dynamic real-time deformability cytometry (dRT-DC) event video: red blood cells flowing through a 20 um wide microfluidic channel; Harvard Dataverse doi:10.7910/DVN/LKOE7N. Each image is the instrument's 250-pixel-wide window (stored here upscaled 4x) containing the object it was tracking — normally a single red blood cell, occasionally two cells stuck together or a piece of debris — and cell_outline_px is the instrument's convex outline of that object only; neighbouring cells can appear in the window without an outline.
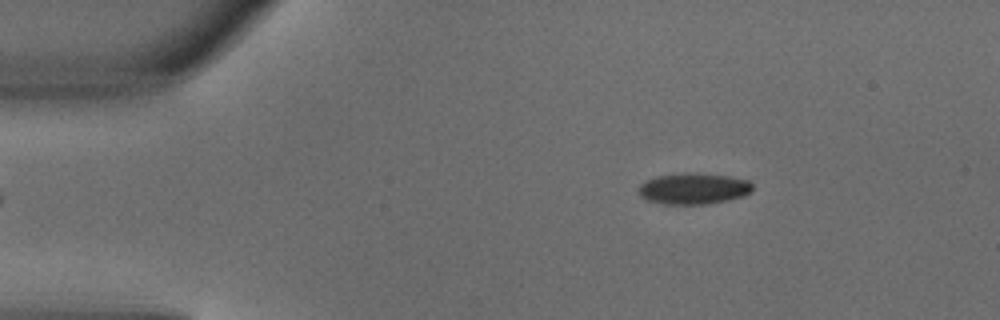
{"species": "common noctule bat (a hibernating species)", "species_latin": "Nyctalus noctula", "temperature_condition": "warm", "stored_images_in_passage": 4, "camera_frame_rate_fps": 3000, "um_per_image_px": 0.085, "animal": {"sex": "male", "body_mass_g": 18.8}, "frame": {"image": 1, "passage_image": 1, "time_ms": 0.0, "image_size_px": [1000, 320], "cell_outline_px": [[752, 192], [744, 196], [728, 200], [708, 204], [664, 204], [648, 200], [640, 196], [640, 184], [644, 180], [656, 176], [684, 172], [688, 172], [728, 176], [748, 180], [752, 184]], "centroid_in_image_um": [58.96, 16.03], "position_along_channel_um": 26.0, "area_um2": 20.81}}
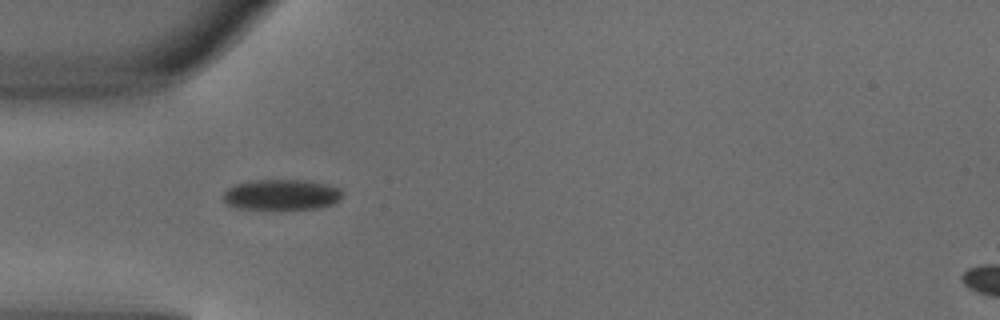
{"frame": {"image": 2, "passage_image": 3, "time_ms": 0.667, "image_size_px": [1000, 320], "cell_outline_px": [[344, 196], [340, 200], [332, 204], [316, 208], [280, 212], [236, 208], [228, 204], [224, 200], [224, 192], [228, 188], [236, 184], [248, 180], [312, 180], [328, 184], [340, 188], [344, 192]], "centroid_in_image_um": [23.97, 16.58], "position_along_channel_um": 61.0, "area_um2": 22.43}}
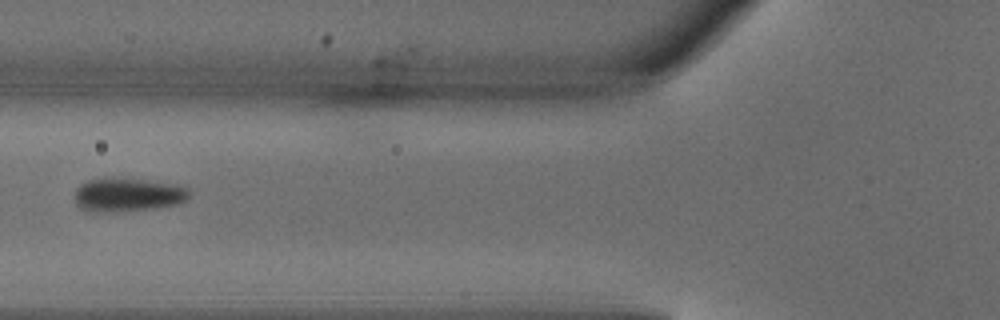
{"frame": {"image": 3, "passage_image": 4, "time_ms": 1.0, "image_size_px": [1000, 320], "cell_outline_px": [[188, 196], [184, 200], [176, 204], [152, 208], [112, 212], [88, 212], [80, 208], [76, 204], [76, 188], [80, 184], [88, 180], [148, 180], [176, 184], [188, 188]], "centroid_in_image_um": [10.84, 16.59], "position_along_channel_um": 115.0, "area_um2": 21.79}}